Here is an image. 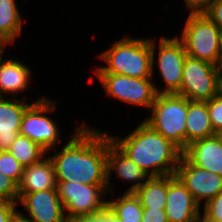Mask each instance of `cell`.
Here are the masks:
<instances>
[{"label": "cell", "instance_id": "cell-1", "mask_svg": "<svg viewBox=\"0 0 222 222\" xmlns=\"http://www.w3.org/2000/svg\"><path fill=\"white\" fill-rule=\"evenodd\" d=\"M56 181L107 185V133L80 124L62 150L49 156Z\"/></svg>", "mask_w": 222, "mask_h": 222}, {"label": "cell", "instance_id": "cell-2", "mask_svg": "<svg viewBox=\"0 0 222 222\" xmlns=\"http://www.w3.org/2000/svg\"><path fill=\"white\" fill-rule=\"evenodd\" d=\"M110 138L149 177L175 174L183 154L178 146L165 139L144 120L126 137L112 134Z\"/></svg>", "mask_w": 222, "mask_h": 222}, {"label": "cell", "instance_id": "cell-3", "mask_svg": "<svg viewBox=\"0 0 222 222\" xmlns=\"http://www.w3.org/2000/svg\"><path fill=\"white\" fill-rule=\"evenodd\" d=\"M156 45L153 39L125 37L118 39L114 45L99 58L106 66H99L94 73H114L132 78H153Z\"/></svg>", "mask_w": 222, "mask_h": 222}, {"label": "cell", "instance_id": "cell-4", "mask_svg": "<svg viewBox=\"0 0 222 222\" xmlns=\"http://www.w3.org/2000/svg\"><path fill=\"white\" fill-rule=\"evenodd\" d=\"M179 38L189 57L220 66L222 32L203 12L190 11Z\"/></svg>", "mask_w": 222, "mask_h": 222}, {"label": "cell", "instance_id": "cell-5", "mask_svg": "<svg viewBox=\"0 0 222 222\" xmlns=\"http://www.w3.org/2000/svg\"><path fill=\"white\" fill-rule=\"evenodd\" d=\"M151 109L152 116L144 121L183 151L186 148L188 99L177 94H157Z\"/></svg>", "mask_w": 222, "mask_h": 222}, {"label": "cell", "instance_id": "cell-6", "mask_svg": "<svg viewBox=\"0 0 222 222\" xmlns=\"http://www.w3.org/2000/svg\"><path fill=\"white\" fill-rule=\"evenodd\" d=\"M57 193L66 217L81 218L106 209L108 185H88L72 181H56ZM105 196V197H104ZM103 198V199H102Z\"/></svg>", "mask_w": 222, "mask_h": 222}, {"label": "cell", "instance_id": "cell-7", "mask_svg": "<svg viewBox=\"0 0 222 222\" xmlns=\"http://www.w3.org/2000/svg\"><path fill=\"white\" fill-rule=\"evenodd\" d=\"M219 66L189 57L184 61L181 87L177 95L189 101H208L218 95Z\"/></svg>", "mask_w": 222, "mask_h": 222}, {"label": "cell", "instance_id": "cell-8", "mask_svg": "<svg viewBox=\"0 0 222 222\" xmlns=\"http://www.w3.org/2000/svg\"><path fill=\"white\" fill-rule=\"evenodd\" d=\"M55 110L56 103L43 96L25 111L20 128V135L38 143L47 153L60 139L56 122L46 115Z\"/></svg>", "mask_w": 222, "mask_h": 222}, {"label": "cell", "instance_id": "cell-9", "mask_svg": "<svg viewBox=\"0 0 222 222\" xmlns=\"http://www.w3.org/2000/svg\"><path fill=\"white\" fill-rule=\"evenodd\" d=\"M107 95L132 105L151 109L157 95L153 78H132L114 73H95Z\"/></svg>", "mask_w": 222, "mask_h": 222}, {"label": "cell", "instance_id": "cell-10", "mask_svg": "<svg viewBox=\"0 0 222 222\" xmlns=\"http://www.w3.org/2000/svg\"><path fill=\"white\" fill-rule=\"evenodd\" d=\"M158 50V69L166 86L157 94H177L181 87L184 61L187 56L179 37H161Z\"/></svg>", "mask_w": 222, "mask_h": 222}, {"label": "cell", "instance_id": "cell-11", "mask_svg": "<svg viewBox=\"0 0 222 222\" xmlns=\"http://www.w3.org/2000/svg\"><path fill=\"white\" fill-rule=\"evenodd\" d=\"M175 176L190 191L199 205L204 200V204H206L222 192V177L193 165L183 155L180 158Z\"/></svg>", "mask_w": 222, "mask_h": 222}, {"label": "cell", "instance_id": "cell-12", "mask_svg": "<svg viewBox=\"0 0 222 222\" xmlns=\"http://www.w3.org/2000/svg\"><path fill=\"white\" fill-rule=\"evenodd\" d=\"M19 203L26 208L30 217L18 213L30 222H63L66 218L64 206L57 189H48L34 193H18Z\"/></svg>", "mask_w": 222, "mask_h": 222}, {"label": "cell", "instance_id": "cell-13", "mask_svg": "<svg viewBox=\"0 0 222 222\" xmlns=\"http://www.w3.org/2000/svg\"><path fill=\"white\" fill-rule=\"evenodd\" d=\"M200 210V205L175 174L168 175L165 206L168 222H201Z\"/></svg>", "mask_w": 222, "mask_h": 222}, {"label": "cell", "instance_id": "cell-14", "mask_svg": "<svg viewBox=\"0 0 222 222\" xmlns=\"http://www.w3.org/2000/svg\"><path fill=\"white\" fill-rule=\"evenodd\" d=\"M107 185L109 190L111 172L115 170L117 177L132 183L126 193L136 192L149 178L135 162L127 157L111 140L107 133Z\"/></svg>", "mask_w": 222, "mask_h": 222}, {"label": "cell", "instance_id": "cell-15", "mask_svg": "<svg viewBox=\"0 0 222 222\" xmlns=\"http://www.w3.org/2000/svg\"><path fill=\"white\" fill-rule=\"evenodd\" d=\"M182 155L193 165L222 177V139L218 134L192 142Z\"/></svg>", "mask_w": 222, "mask_h": 222}, {"label": "cell", "instance_id": "cell-16", "mask_svg": "<svg viewBox=\"0 0 222 222\" xmlns=\"http://www.w3.org/2000/svg\"><path fill=\"white\" fill-rule=\"evenodd\" d=\"M0 97V151H8L20 134L22 118L33 103Z\"/></svg>", "mask_w": 222, "mask_h": 222}, {"label": "cell", "instance_id": "cell-17", "mask_svg": "<svg viewBox=\"0 0 222 222\" xmlns=\"http://www.w3.org/2000/svg\"><path fill=\"white\" fill-rule=\"evenodd\" d=\"M56 187L54 166L48 156V158L43 157L37 163L24 168L20 183L18 184V193H34L56 189Z\"/></svg>", "mask_w": 222, "mask_h": 222}, {"label": "cell", "instance_id": "cell-18", "mask_svg": "<svg viewBox=\"0 0 222 222\" xmlns=\"http://www.w3.org/2000/svg\"><path fill=\"white\" fill-rule=\"evenodd\" d=\"M186 147L197 140L215 135L206 101H189L186 116Z\"/></svg>", "mask_w": 222, "mask_h": 222}, {"label": "cell", "instance_id": "cell-19", "mask_svg": "<svg viewBox=\"0 0 222 222\" xmlns=\"http://www.w3.org/2000/svg\"><path fill=\"white\" fill-rule=\"evenodd\" d=\"M31 70L23 63L13 59H3L0 62V97L7 93L16 95L26 90L29 84Z\"/></svg>", "mask_w": 222, "mask_h": 222}, {"label": "cell", "instance_id": "cell-20", "mask_svg": "<svg viewBox=\"0 0 222 222\" xmlns=\"http://www.w3.org/2000/svg\"><path fill=\"white\" fill-rule=\"evenodd\" d=\"M168 188V175L149 177L144 184L134 192L143 208L165 209Z\"/></svg>", "mask_w": 222, "mask_h": 222}, {"label": "cell", "instance_id": "cell-21", "mask_svg": "<svg viewBox=\"0 0 222 222\" xmlns=\"http://www.w3.org/2000/svg\"><path fill=\"white\" fill-rule=\"evenodd\" d=\"M106 208L117 219V222H141L143 207L135 193H123V196L112 201L107 200Z\"/></svg>", "mask_w": 222, "mask_h": 222}, {"label": "cell", "instance_id": "cell-22", "mask_svg": "<svg viewBox=\"0 0 222 222\" xmlns=\"http://www.w3.org/2000/svg\"><path fill=\"white\" fill-rule=\"evenodd\" d=\"M15 0H0V38L10 44L21 34L22 18Z\"/></svg>", "mask_w": 222, "mask_h": 222}, {"label": "cell", "instance_id": "cell-23", "mask_svg": "<svg viewBox=\"0 0 222 222\" xmlns=\"http://www.w3.org/2000/svg\"><path fill=\"white\" fill-rule=\"evenodd\" d=\"M25 168L37 163L45 157L46 151L27 136L20 135L8 150Z\"/></svg>", "mask_w": 222, "mask_h": 222}, {"label": "cell", "instance_id": "cell-24", "mask_svg": "<svg viewBox=\"0 0 222 222\" xmlns=\"http://www.w3.org/2000/svg\"><path fill=\"white\" fill-rule=\"evenodd\" d=\"M23 170L24 167L9 151H0V171L6 176L19 184Z\"/></svg>", "mask_w": 222, "mask_h": 222}, {"label": "cell", "instance_id": "cell-25", "mask_svg": "<svg viewBox=\"0 0 222 222\" xmlns=\"http://www.w3.org/2000/svg\"><path fill=\"white\" fill-rule=\"evenodd\" d=\"M201 222H222V192L204 204Z\"/></svg>", "mask_w": 222, "mask_h": 222}, {"label": "cell", "instance_id": "cell-26", "mask_svg": "<svg viewBox=\"0 0 222 222\" xmlns=\"http://www.w3.org/2000/svg\"><path fill=\"white\" fill-rule=\"evenodd\" d=\"M212 128L216 134L222 131V97L214 96L206 101Z\"/></svg>", "mask_w": 222, "mask_h": 222}, {"label": "cell", "instance_id": "cell-27", "mask_svg": "<svg viewBox=\"0 0 222 222\" xmlns=\"http://www.w3.org/2000/svg\"><path fill=\"white\" fill-rule=\"evenodd\" d=\"M0 199L10 202L19 201L18 184L0 171Z\"/></svg>", "mask_w": 222, "mask_h": 222}, {"label": "cell", "instance_id": "cell-28", "mask_svg": "<svg viewBox=\"0 0 222 222\" xmlns=\"http://www.w3.org/2000/svg\"><path fill=\"white\" fill-rule=\"evenodd\" d=\"M222 32V0H214L202 10Z\"/></svg>", "mask_w": 222, "mask_h": 222}, {"label": "cell", "instance_id": "cell-29", "mask_svg": "<svg viewBox=\"0 0 222 222\" xmlns=\"http://www.w3.org/2000/svg\"><path fill=\"white\" fill-rule=\"evenodd\" d=\"M18 203L0 199V222H11L18 211L16 206Z\"/></svg>", "mask_w": 222, "mask_h": 222}, {"label": "cell", "instance_id": "cell-30", "mask_svg": "<svg viewBox=\"0 0 222 222\" xmlns=\"http://www.w3.org/2000/svg\"><path fill=\"white\" fill-rule=\"evenodd\" d=\"M141 222H168L165 209L143 208Z\"/></svg>", "mask_w": 222, "mask_h": 222}, {"label": "cell", "instance_id": "cell-31", "mask_svg": "<svg viewBox=\"0 0 222 222\" xmlns=\"http://www.w3.org/2000/svg\"><path fill=\"white\" fill-rule=\"evenodd\" d=\"M83 222H117V219L106 208L104 211L95 214L81 217Z\"/></svg>", "mask_w": 222, "mask_h": 222}, {"label": "cell", "instance_id": "cell-32", "mask_svg": "<svg viewBox=\"0 0 222 222\" xmlns=\"http://www.w3.org/2000/svg\"><path fill=\"white\" fill-rule=\"evenodd\" d=\"M214 0H185L186 7L190 11H202Z\"/></svg>", "mask_w": 222, "mask_h": 222}, {"label": "cell", "instance_id": "cell-33", "mask_svg": "<svg viewBox=\"0 0 222 222\" xmlns=\"http://www.w3.org/2000/svg\"><path fill=\"white\" fill-rule=\"evenodd\" d=\"M218 95L222 97V66H219L218 71Z\"/></svg>", "mask_w": 222, "mask_h": 222}, {"label": "cell", "instance_id": "cell-34", "mask_svg": "<svg viewBox=\"0 0 222 222\" xmlns=\"http://www.w3.org/2000/svg\"><path fill=\"white\" fill-rule=\"evenodd\" d=\"M7 44H9L8 41L0 38V62L3 60L2 55Z\"/></svg>", "mask_w": 222, "mask_h": 222}, {"label": "cell", "instance_id": "cell-35", "mask_svg": "<svg viewBox=\"0 0 222 222\" xmlns=\"http://www.w3.org/2000/svg\"><path fill=\"white\" fill-rule=\"evenodd\" d=\"M11 222H30L29 220L23 218L19 213L11 220Z\"/></svg>", "mask_w": 222, "mask_h": 222}, {"label": "cell", "instance_id": "cell-36", "mask_svg": "<svg viewBox=\"0 0 222 222\" xmlns=\"http://www.w3.org/2000/svg\"><path fill=\"white\" fill-rule=\"evenodd\" d=\"M63 222H83V220L81 218L66 217Z\"/></svg>", "mask_w": 222, "mask_h": 222}, {"label": "cell", "instance_id": "cell-37", "mask_svg": "<svg viewBox=\"0 0 222 222\" xmlns=\"http://www.w3.org/2000/svg\"><path fill=\"white\" fill-rule=\"evenodd\" d=\"M218 135L221 137V139H222V131L220 132V133H218Z\"/></svg>", "mask_w": 222, "mask_h": 222}]
</instances>
